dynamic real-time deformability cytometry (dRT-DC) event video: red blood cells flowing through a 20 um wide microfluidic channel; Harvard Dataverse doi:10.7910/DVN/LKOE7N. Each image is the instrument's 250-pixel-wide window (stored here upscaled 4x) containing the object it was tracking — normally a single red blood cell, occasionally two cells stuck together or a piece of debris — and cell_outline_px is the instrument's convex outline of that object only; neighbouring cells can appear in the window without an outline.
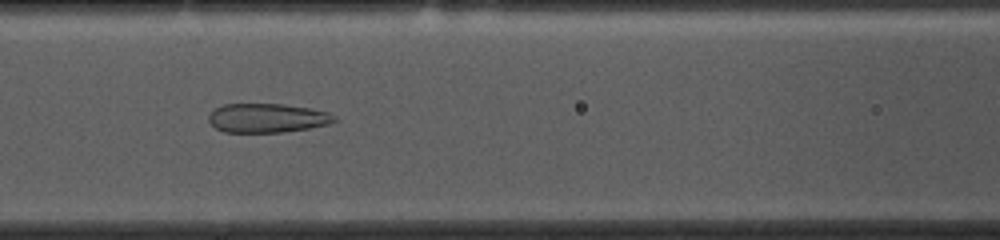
{"species": "common noctule bat (a hibernating species)", "species_latin": "Nyctalus noctula", "temperature_condition": "cold", "stored_images_in_passage": 38, "camera_frame_rate_fps": 3000, "um_per_image_px": 0.085, "animal": {"sex": "female", "body_mass_g": 10.0, "forearm_length_mm": 53.1}, "frame": {"image": 1, "passage_image": 13, "time_ms": 4.0, "image_size_px": [1000, 240], "cell_outline_px": [[340, 120], [328, 124], [308, 128], [280, 132], [224, 132], [216, 128], [208, 120], [208, 116], [216, 108], [224, 104], [284, 104], [312, 108], [328, 112], [336, 116]], "centroid_in_image_um": [22.75, 10.02], "position_along_channel_um": 143.8, "area_um2": 21.33}}
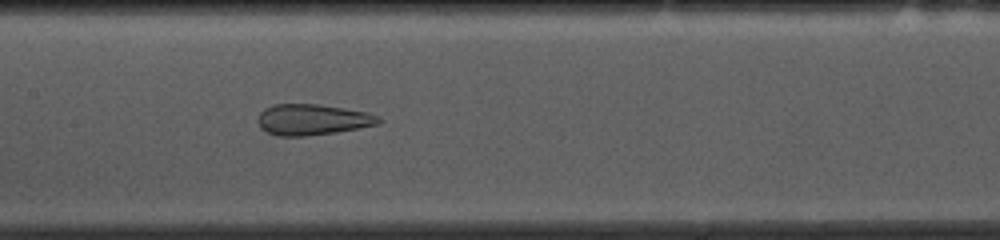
{"frame": {"image": 2, "passage_image": 16, "time_ms": 5.0, "image_size_px": [1000, 240], "cell_outline_px": [[384, 120], [380, 124], [360, 128], [336, 132], [304, 136], [276, 136], [260, 128], [256, 120], [260, 112], [264, 108], [272, 104], [320, 104], [368, 112], [380, 116]], "centroid_in_image_um": [26.57, 10.16], "position_along_channel_um": 180.8, "area_um2": 22.14}}
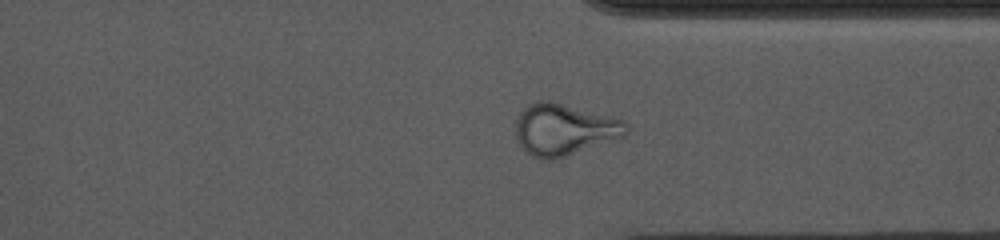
{"frame": {"image": 3, "passage_image": 31, "time_ms": 10.0, "image_size_px": [1000, 240], "cell_outline_px": [[628, 132], [624, 136], [552, 160], [544, 160], [532, 156], [520, 144], [516, 136], [516, 120], [520, 112], [528, 104], [540, 100], [548, 100], [624, 120], [628, 124]], "centroid_in_image_um": [47.94, 11.0], "position_along_channel_um": 363.5, "area_um2": 32.71}, "authors_computed_cell_mechanics": {"area_um2": 25.2008, "velocity_mm_per_s": 3.6779, "shape_relaxation_time_tau1_ms": null, "shape_relaxation_time_tau2_ms": 1.2664, "deformation_change_tau1": null, "deformation_change_tau2": 0.1028}}